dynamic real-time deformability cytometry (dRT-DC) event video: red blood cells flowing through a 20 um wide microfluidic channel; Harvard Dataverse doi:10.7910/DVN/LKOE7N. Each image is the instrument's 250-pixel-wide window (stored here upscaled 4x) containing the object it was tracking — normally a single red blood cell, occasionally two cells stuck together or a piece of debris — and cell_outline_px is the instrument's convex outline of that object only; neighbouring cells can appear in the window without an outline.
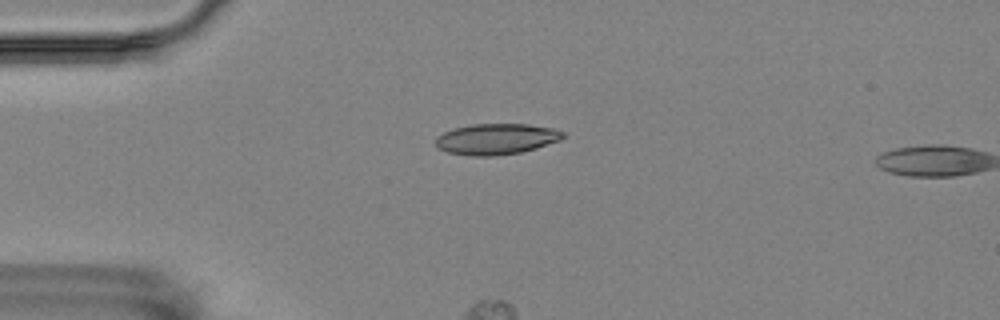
{"species": "Egyptian fruit bat (a non-hibernating species)", "species_latin": "Rousettus aegyptiacus", "temperature_condition": "room temperature", "stored_images_in_passage": 48, "segment_of_instrument_passage": [1, 3], "camera_frame_rate_fps": 3000, "um_per_image_px": 0.085, "animal": {"sex": "female"}, "frame": {"image": 1, "passage_image": 5, "time_ms": 1.333, "image_size_px": [1000, 320], "cell_outline_px": [[564, 136], [560, 140], [536, 148], [520, 152], [496, 156], [472, 156], [448, 152], [436, 148], [436, 136], [444, 132], [456, 128], [472, 124], [528, 124], [552, 128], [564, 132]], "centroid_in_image_um": [42.17, 11.82], "position_along_channel_um": 42.8, "area_um2": 22.89}}